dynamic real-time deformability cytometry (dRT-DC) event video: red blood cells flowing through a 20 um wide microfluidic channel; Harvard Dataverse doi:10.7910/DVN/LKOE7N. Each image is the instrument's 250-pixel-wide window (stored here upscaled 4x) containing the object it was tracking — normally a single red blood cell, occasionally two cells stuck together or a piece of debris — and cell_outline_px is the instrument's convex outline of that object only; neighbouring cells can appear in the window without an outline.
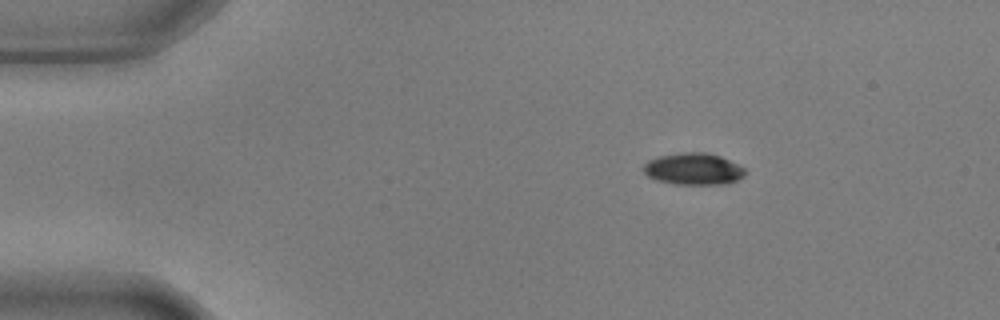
{"species": "common noctule bat (a hibernating species)", "species_latin": "Nyctalus noctula", "temperature_condition": "warm", "stored_images_in_passage": 47, "camera_frame_rate_fps": 3000, "um_per_image_px": 0.085, "animal": {"sex": "male", "body_mass_g": 17.9, "forearm_length_mm": 54.2}, "frame": {"image": 1, "passage_image": 1, "time_ms": 0.0, "image_size_px": [1000, 320], "cell_outline_px": [[748, 172], [744, 176], [728, 184], [676, 184], [656, 180], [648, 176], [644, 172], [644, 164], [648, 160], [660, 156], [684, 152], [704, 152], [720, 156], [744, 168]], "centroid_in_image_um": [58.95, 14.37], "position_along_channel_um": 26.0, "area_um2": 18.73}}
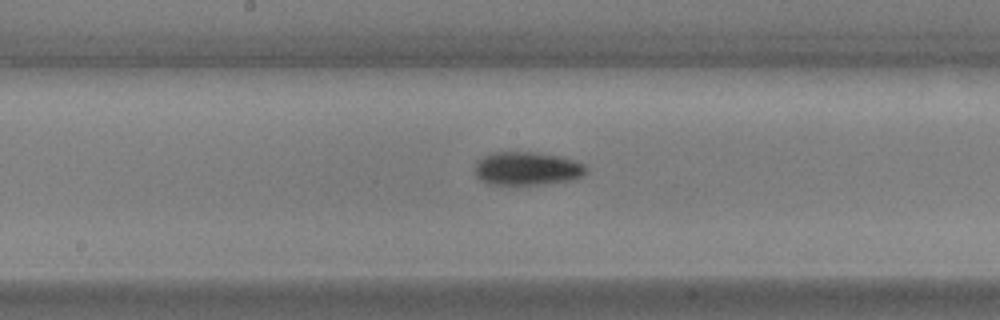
{"frame": {"image": 2, "passage_image": 21, "time_ms": 6.667, "image_size_px": [1000, 320], "cell_outline_px": [[584, 172], [580, 176], [572, 180], [540, 184], [488, 184], [480, 180], [476, 176], [476, 160], [488, 152], [532, 152], [560, 156], [584, 164]], "centroid_in_image_um": [44.72, 14.31], "position_along_channel_um": 203.5, "area_um2": 21.44}}
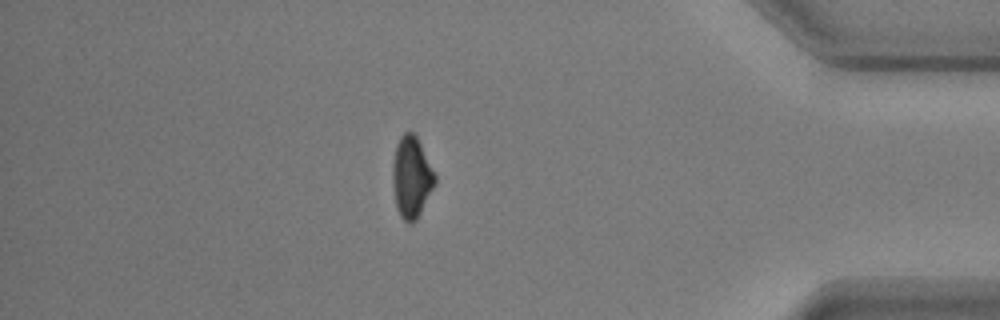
{"frame": {"image": 3, "passage_image": 40, "time_ms": 13.0, "image_size_px": [1000, 320], "cell_outline_px": [[436, 184], [416, 220], [412, 224], [408, 224], [400, 216], [396, 208], [392, 180], [392, 164], [396, 144], [400, 136], [404, 132], [412, 132], [416, 136], [436, 176]], "centroid_in_image_um": [34.96, 15.08], "position_along_channel_um": 400.2, "area_um2": 20.11}, "authors_computed_cell_mechanics": {"area_um2": 20.2878, "velocity_mm_per_s": 3.6716, "shape_relaxation_time_tau1_ms": 2.5191, "shape_relaxation_time_tau2_ms": null, "deformation_change_tau1": 0.1229, "deformation_change_tau2": null}}